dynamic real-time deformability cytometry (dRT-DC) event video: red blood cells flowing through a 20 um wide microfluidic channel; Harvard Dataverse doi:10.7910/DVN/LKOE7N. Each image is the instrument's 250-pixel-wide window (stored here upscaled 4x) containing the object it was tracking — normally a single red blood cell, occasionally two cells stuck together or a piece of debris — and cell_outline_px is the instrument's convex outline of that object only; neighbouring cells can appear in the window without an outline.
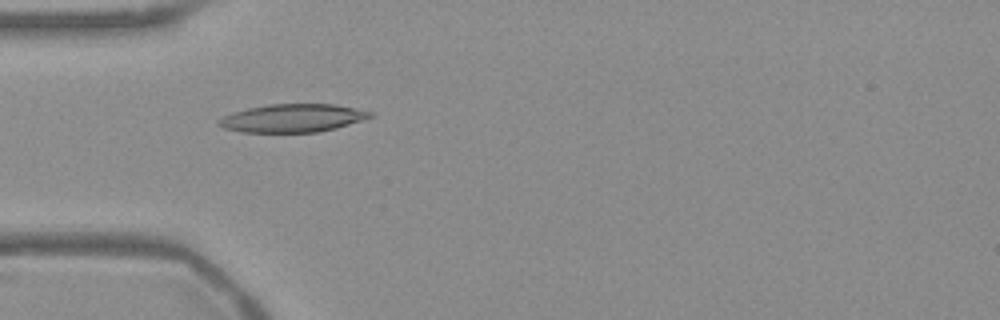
{"species": "Egyptian fruit bat (a non-hibernating species)", "species_latin": "Rousettus aegyptiacus", "temperature_condition": "warm", "stored_images_in_passage": 33, "camera_frame_rate_fps": 3000, "um_per_image_px": 0.085, "frame": {"image": 1, "passage_image": 8, "time_ms": 2.333, "image_size_px": [1000, 320], "cell_outline_px": [[376, 116], [336, 128], [316, 132], [240, 132], [224, 128], [216, 124], [216, 120], [232, 112], [248, 108], [268, 104], [336, 104], [356, 108], [372, 112]], "centroid_in_image_um": [24.87, 10.03], "position_along_channel_um": 60.1, "area_um2": 24.97}}
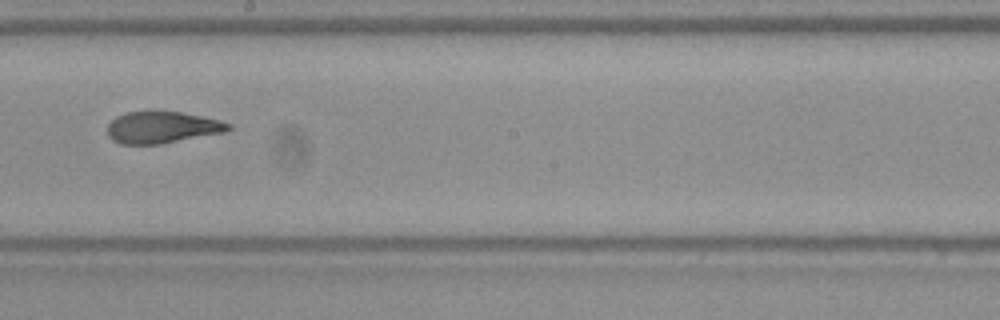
{"frame": {"image": 2, "passage_image": 22, "time_ms": 7.0, "image_size_px": [1000, 320], "cell_outline_px": [[232, 128], [224, 132], [160, 144], [120, 144], [112, 140], [108, 136], [108, 124], [116, 116], [124, 112], [180, 112], [220, 120], [232, 124]], "centroid_in_image_um": [13.76, 10.83], "position_along_channel_um": 234.4, "area_um2": 22.2}}
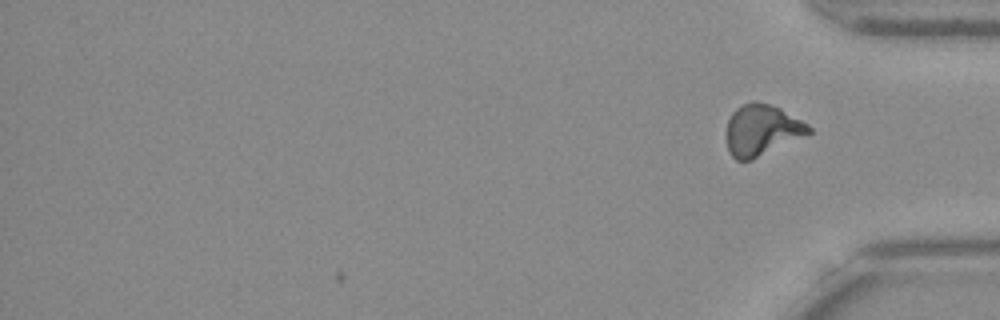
{"frame": {"image": 3, "passage_image": 33, "time_ms": 10.667, "image_size_px": [1000, 320], "cell_outline_px": [[812, 132], [752, 160], [736, 160], [728, 152], [728, 120], [732, 112], [736, 108], [752, 100], [756, 100], [780, 108], [808, 124], [812, 128]], "centroid_in_image_um": [64.75, 11.05], "position_along_channel_um": 370.4, "area_um2": 24.22}, "authors_computed_cell_mechanics": {"area_um2": 23.698, "velocity_mm_per_s": 3.7659, "shape_relaxation_time_tau1_ms": 8.3769, "shape_relaxation_time_tau2_ms": 2.1888, "deformation_change_tau1": 0.2341, "deformation_change_tau2": 0.09}}